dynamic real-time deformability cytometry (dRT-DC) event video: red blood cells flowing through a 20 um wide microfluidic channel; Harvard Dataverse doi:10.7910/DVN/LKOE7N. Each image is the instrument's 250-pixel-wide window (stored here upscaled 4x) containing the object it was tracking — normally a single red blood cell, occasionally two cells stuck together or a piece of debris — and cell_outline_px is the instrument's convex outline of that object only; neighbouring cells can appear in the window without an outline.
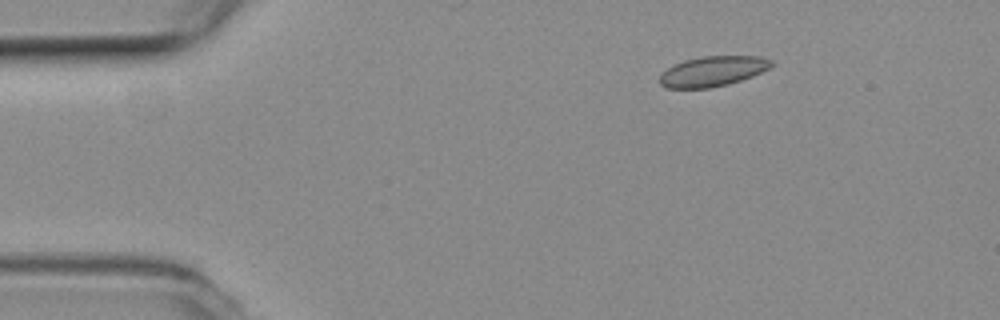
{"species": "common noctule bat (a hibernating species)", "species_latin": "Nyctalus noctula", "temperature_condition": "room temperature", "stored_images_in_passage": 4, "camera_frame_rate_fps": 3000, "um_per_image_px": 0.085, "animal": {"sex": "female", "body_mass_g": 19.3, "forearm_length_mm": 54.1}, "frame": {"image": 1, "passage_image": 1, "time_ms": 0.0, "image_size_px": [1000, 320], "cell_outline_px": [[776, 64], [752, 76], [728, 84], [712, 88], [664, 88], [660, 84], [660, 76], [668, 68], [684, 60], [704, 56], [760, 56], [772, 60]], "centroid_in_image_um": [60.6, 6.06], "position_along_channel_um": 24.4, "area_um2": 19.54}}